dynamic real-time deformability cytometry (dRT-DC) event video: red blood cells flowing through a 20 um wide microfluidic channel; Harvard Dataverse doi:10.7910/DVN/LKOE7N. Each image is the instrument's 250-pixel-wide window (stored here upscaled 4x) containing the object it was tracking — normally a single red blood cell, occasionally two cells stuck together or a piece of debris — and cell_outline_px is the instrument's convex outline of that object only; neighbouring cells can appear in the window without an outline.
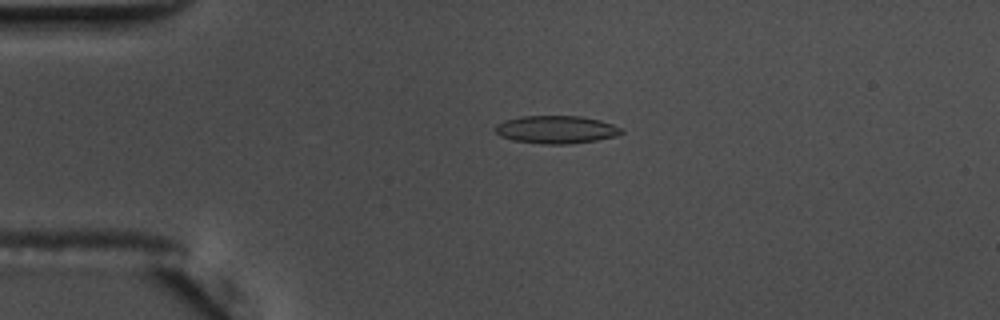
{"species": "common noctule bat (a hibernating species)", "species_latin": "Nyctalus noctula", "temperature_condition": "warm", "stored_images_in_passage": 56, "camera_frame_rate_fps": 3000, "um_per_image_px": 0.085, "animal": {"sex": "male", "body_mass_g": 17.5, "forearm_length_mm": 52.3}, "frame": {"image": 1, "passage_image": 13, "time_ms": 4.0, "image_size_px": [1000, 320], "cell_outline_px": [[624, 132], [616, 136], [596, 140], [568, 144], [544, 144], [512, 140], [500, 136], [496, 132], [496, 124], [504, 120], [520, 116], [580, 116], [600, 120], [624, 128]], "centroid_in_image_um": [47.29, 11.01], "position_along_channel_um": 37.7, "area_um2": 20.52}}
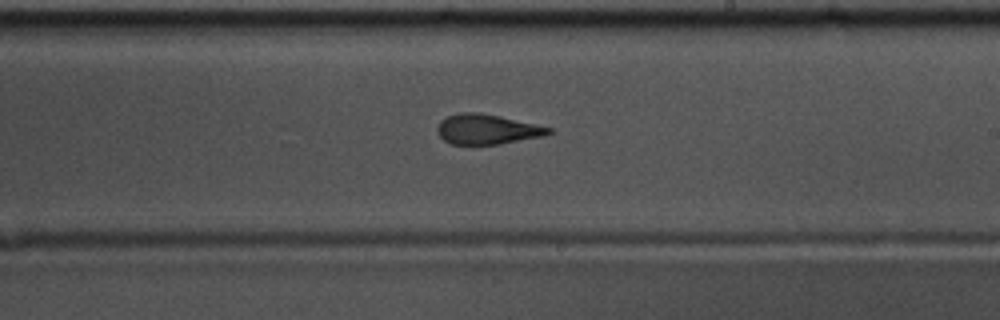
{"frame": {"image": 2, "passage_image": 33, "time_ms": 10.667, "image_size_px": [1000, 320], "cell_outline_px": [[552, 132], [544, 136], [500, 144], [452, 144], [444, 140], [436, 132], [436, 128], [440, 120], [448, 116], [460, 112], [480, 112], [500, 116], [536, 124], [552, 128]], "centroid_in_image_um": [41.39, 10.98], "position_along_channel_um": 247.6, "area_um2": 19.54}}
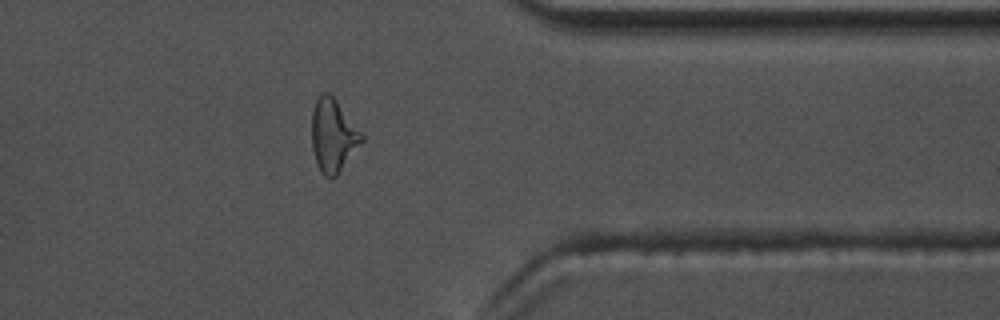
{"frame": {"image": 3, "passage_image": 45, "time_ms": 14.667, "image_size_px": [1000, 320], "cell_outline_px": [[364, 140], [336, 176], [324, 176], [320, 172], [316, 164], [312, 148], [312, 108], [316, 100], [324, 92], [328, 92], [336, 100], [364, 136]], "centroid_in_image_um": [28.3, 11.53], "position_along_channel_um": 383.1, "area_um2": 20.98}, "authors_computed_cell_mechanics": {"area_um2": 19.7098, "velocity_mm_per_s": 3.6601, "shape_relaxation_time_tau1_ms": 7.2472, "shape_relaxation_time_tau2_ms": 2.3486, "deformation_change_tau1": 0.21, "deformation_change_tau2": 0.1017}}